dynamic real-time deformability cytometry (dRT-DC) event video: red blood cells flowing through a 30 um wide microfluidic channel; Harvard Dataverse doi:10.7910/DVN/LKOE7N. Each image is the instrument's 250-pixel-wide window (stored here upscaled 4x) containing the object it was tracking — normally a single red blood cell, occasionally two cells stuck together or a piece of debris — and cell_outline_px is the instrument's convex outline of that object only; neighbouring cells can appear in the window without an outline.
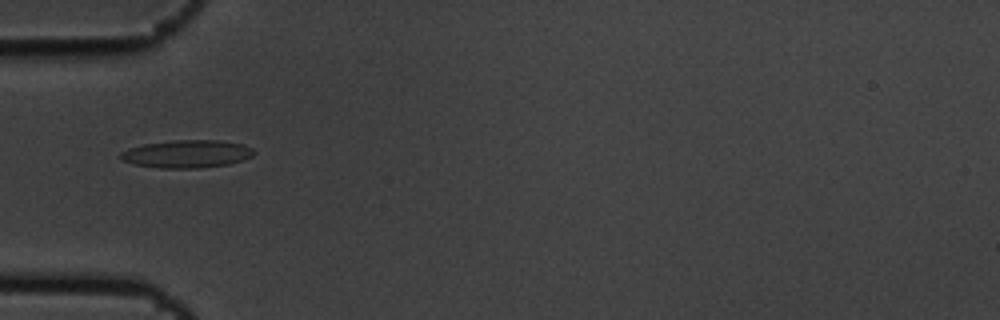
{"species": "common noctule bat (a hibernating species)", "species_latin": "Nyctalus noctula", "temperature_condition": "cold", "stored_images_in_passage": 10, "camera_frame_rate_fps": 3000, "um_per_image_px": 0.085, "animal": {"sex": "male", "body_mass_g": 19.5, "forearm_length_mm": 54.6}, "frame": {"image": 1, "passage_image": 5, "time_ms": 1.333, "image_size_px": [1000, 320], "cell_outline_px": [[256, 152], [252, 156], [228, 164], [200, 168], [160, 168], [136, 164], [120, 160], [120, 152], [128, 148], [144, 144], [172, 140], [220, 140], [244, 144], [252, 148]], "centroid_in_image_um": [15.88, 13.07], "position_along_channel_um": 69.1, "area_um2": 21.62}}
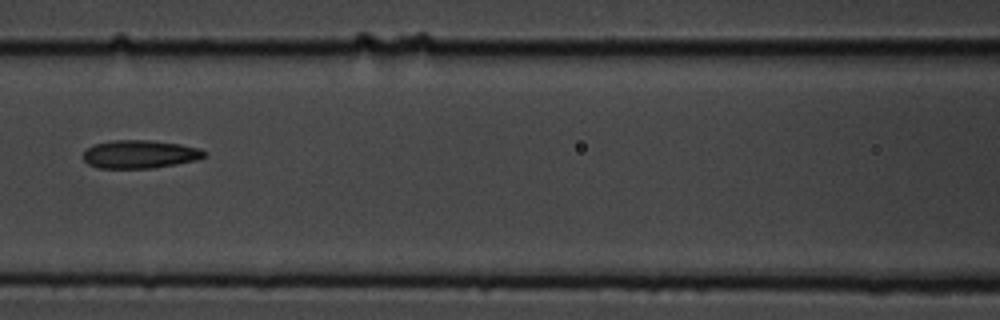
{"frame": {"image": 2, "passage_image": 7, "time_ms": 2.0, "image_size_px": [1000, 320], "cell_outline_px": [[204, 156], [196, 160], [152, 168], [96, 168], [88, 164], [84, 160], [84, 152], [92, 144], [112, 140], [148, 140], [180, 144], [200, 148], [204, 152]], "centroid_in_image_um": [11.84, 13.1], "position_along_channel_um": 154.8, "area_um2": 19.77}}
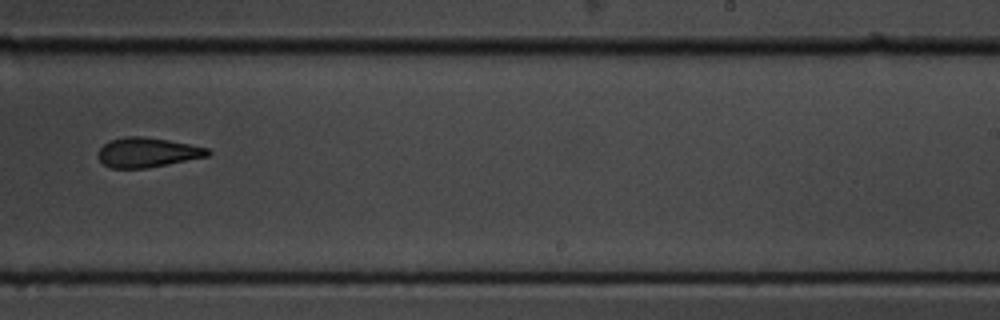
{"frame": {"image": 3, "passage_image": 10, "time_ms": 3.0, "image_size_px": [1000, 320], "cell_outline_px": [[212, 152], [208, 156], [168, 164], [144, 168], [112, 168], [104, 164], [100, 160], [100, 148], [104, 144], [112, 140], [124, 136], [140, 136], [168, 140], [208, 148]], "centroid_in_image_um": [12.55, 12.95], "position_along_channel_um": 276.4, "area_um2": 18.61}}